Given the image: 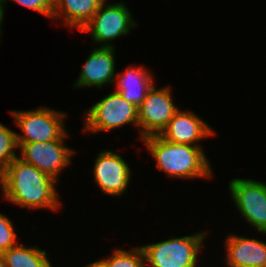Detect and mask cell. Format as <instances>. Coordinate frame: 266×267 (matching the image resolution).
I'll return each instance as SVG.
<instances>
[{"label": "cell", "mask_w": 266, "mask_h": 267, "mask_svg": "<svg viewBox=\"0 0 266 267\" xmlns=\"http://www.w3.org/2000/svg\"><path fill=\"white\" fill-rule=\"evenodd\" d=\"M16 149H18L16 131H12L0 122V167L3 170L13 159L18 157Z\"/></svg>", "instance_id": "obj_18"}, {"label": "cell", "mask_w": 266, "mask_h": 267, "mask_svg": "<svg viewBox=\"0 0 266 267\" xmlns=\"http://www.w3.org/2000/svg\"><path fill=\"white\" fill-rule=\"evenodd\" d=\"M225 244L228 267H266V242L230 234Z\"/></svg>", "instance_id": "obj_13"}, {"label": "cell", "mask_w": 266, "mask_h": 267, "mask_svg": "<svg viewBox=\"0 0 266 267\" xmlns=\"http://www.w3.org/2000/svg\"><path fill=\"white\" fill-rule=\"evenodd\" d=\"M84 123L82 130L89 133L111 131L129 123L139 129L138 107L113 91L86 111Z\"/></svg>", "instance_id": "obj_5"}, {"label": "cell", "mask_w": 266, "mask_h": 267, "mask_svg": "<svg viewBox=\"0 0 266 267\" xmlns=\"http://www.w3.org/2000/svg\"><path fill=\"white\" fill-rule=\"evenodd\" d=\"M117 76V77H116ZM117 93L127 101L139 107L154 84L152 74L142 66L126 67L114 77Z\"/></svg>", "instance_id": "obj_14"}, {"label": "cell", "mask_w": 266, "mask_h": 267, "mask_svg": "<svg viewBox=\"0 0 266 267\" xmlns=\"http://www.w3.org/2000/svg\"><path fill=\"white\" fill-rule=\"evenodd\" d=\"M85 267H108L106 263L101 259L99 261H94L92 263H89Z\"/></svg>", "instance_id": "obj_21"}, {"label": "cell", "mask_w": 266, "mask_h": 267, "mask_svg": "<svg viewBox=\"0 0 266 267\" xmlns=\"http://www.w3.org/2000/svg\"><path fill=\"white\" fill-rule=\"evenodd\" d=\"M17 234L9 217L0 213V253L3 254L17 244Z\"/></svg>", "instance_id": "obj_19"}, {"label": "cell", "mask_w": 266, "mask_h": 267, "mask_svg": "<svg viewBox=\"0 0 266 267\" xmlns=\"http://www.w3.org/2000/svg\"><path fill=\"white\" fill-rule=\"evenodd\" d=\"M115 47H95L82 66L74 87L103 88L114 82L116 75Z\"/></svg>", "instance_id": "obj_11"}, {"label": "cell", "mask_w": 266, "mask_h": 267, "mask_svg": "<svg viewBox=\"0 0 266 267\" xmlns=\"http://www.w3.org/2000/svg\"><path fill=\"white\" fill-rule=\"evenodd\" d=\"M8 0H3V5L7 3ZM16 2L23 7H27L31 10H34L46 17L52 19L53 13V0H9Z\"/></svg>", "instance_id": "obj_20"}, {"label": "cell", "mask_w": 266, "mask_h": 267, "mask_svg": "<svg viewBox=\"0 0 266 267\" xmlns=\"http://www.w3.org/2000/svg\"><path fill=\"white\" fill-rule=\"evenodd\" d=\"M216 132L201 117L191 111L178 110L159 136L173 143L198 145Z\"/></svg>", "instance_id": "obj_12"}, {"label": "cell", "mask_w": 266, "mask_h": 267, "mask_svg": "<svg viewBox=\"0 0 266 267\" xmlns=\"http://www.w3.org/2000/svg\"><path fill=\"white\" fill-rule=\"evenodd\" d=\"M112 255L102 259L108 267H146L144 252L140 247L129 249H115Z\"/></svg>", "instance_id": "obj_17"}, {"label": "cell", "mask_w": 266, "mask_h": 267, "mask_svg": "<svg viewBox=\"0 0 266 267\" xmlns=\"http://www.w3.org/2000/svg\"><path fill=\"white\" fill-rule=\"evenodd\" d=\"M4 5H3V0H0V28H1V25H2V22L4 20Z\"/></svg>", "instance_id": "obj_22"}, {"label": "cell", "mask_w": 266, "mask_h": 267, "mask_svg": "<svg viewBox=\"0 0 266 267\" xmlns=\"http://www.w3.org/2000/svg\"><path fill=\"white\" fill-rule=\"evenodd\" d=\"M45 250L21 243L3 253L6 267H52Z\"/></svg>", "instance_id": "obj_16"}, {"label": "cell", "mask_w": 266, "mask_h": 267, "mask_svg": "<svg viewBox=\"0 0 266 267\" xmlns=\"http://www.w3.org/2000/svg\"><path fill=\"white\" fill-rule=\"evenodd\" d=\"M172 98L171 88L153 85L138 107L140 139L159 135L179 110Z\"/></svg>", "instance_id": "obj_8"}, {"label": "cell", "mask_w": 266, "mask_h": 267, "mask_svg": "<svg viewBox=\"0 0 266 267\" xmlns=\"http://www.w3.org/2000/svg\"><path fill=\"white\" fill-rule=\"evenodd\" d=\"M156 160V166L168 177L184 179L212 178L211 165L202 146L173 143L159 135L141 139Z\"/></svg>", "instance_id": "obj_2"}, {"label": "cell", "mask_w": 266, "mask_h": 267, "mask_svg": "<svg viewBox=\"0 0 266 267\" xmlns=\"http://www.w3.org/2000/svg\"><path fill=\"white\" fill-rule=\"evenodd\" d=\"M206 231L141 246L145 264L151 267H197Z\"/></svg>", "instance_id": "obj_3"}, {"label": "cell", "mask_w": 266, "mask_h": 267, "mask_svg": "<svg viewBox=\"0 0 266 267\" xmlns=\"http://www.w3.org/2000/svg\"><path fill=\"white\" fill-rule=\"evenodd\" d=\"M131 169L121 155L112 150L98 153L93 168L94 181L102 193L121 196L128 188Z\"/></svg>", "instance_id": "obj_10"}, {"label": "cell", "mask_w": 266, "mask_h": 267, "mask_svg": "<svg viewBox=\"0 0 266 267\" xmlns=\"http://www.w3.org/2000/svg\"><path fill=\"white\" fill-rule=\"evenodd\" d=\"M228 185L241 216L256 231L266 234V182L235 178Z\"/></svg>", "instance_id": "obj_7"}, {"label": "cell", "mask_w": 266, "mask_h": 267, "mask_svg": "<svg viewBox=\"0 0 266 267\" xmlns=\"http://www.w3.org/2000/svg\"><path fill=\"white\" fill-rule=\"evenodd\" d=\"M11 115L23 132L16 133L17 143L65 140L69 135L64 128L66 112L40 107L31 111H11Z\"/></svg>", "instance_id": "obj_4"}, {"label": "cell", "mask_w": 266, "mask_h": 267, "mask_svg": "<svg viewBox=\"0 0 266 267\" xmlns=\"http://www.w3.org/2000/svg\"><path fill=\"white\" fill-rule=\"evenodd\" d=\"M0 187L4 193V170L0 167Z\"/></svg>", "instance_id": "obj_23"}, {"label": "cell", "mask_w": 266, "mask_h": 267, "mask_svg": "<svg viewBox=\"0 0 266 267\" xmlns=\"http://www.w3.org/2000/svg\"><path fill=\"white\" fill-rule=\"evenodd\" d=\"M128 9L122 1L107 4L104 0L81 32L90 33L98 47H114L111 41L130 34L133 27H137L138 23Z\"/></svg>", "instance_id": "obj_6"}, {"label": "cell", "mask_w": 266, "mask_h": 267, "mask_svg": "<svg viewBox=\"0 0 266 267\" xmlns=\"http://www.w3.org/2000/svg\"><path fill=\"white\" fill-rule=\"evenodd\" d=\"M55 184L54 178L17 157L4 169L3 199L22 208L57 211L61 202Z\"/></svg>", "instance_id": "obj_1"}, {"label": "cell", "mask_w": 266, "mask_h": 267, "mask_svg": "<svg viewBox=\"0 0 266 267\" xmlns=\"http://www.w3.org/2000/svg\"><path fill=\"white\" fill-rule=\"evenodd\" d=\"M0 267H6L3 254L0 253Z\"/></svg>", "instance_id": "obj_24"}, {"label": "cell", "mask_w": 266, "mask_h": 267, "mask_svg": "<svg viewBox=\"0 0 266 267\" xmlns=\"http://www.w3.org/2000/svg\"><path fill=\"white\" fill-rule=\"evenodd\" d=\"M104 0H53L52 19L62 20L79 31L91 20Z\"/></svg>", "instance_id": "obj_15"}, {"label": "cell", "mask_w": 266, "mask_h": 267, "mask_svg": "<svg viewBox=\"0 0 266 267\" xmlns=\"http://www.w3.org/2000/svg\"><path fill=\"white\" fill-rule=\"evenodd\" d=\"M17 146L19 150L21 149L18 158L35 166L56 181H59L58 175L71 164L70 158L76 153L73 148L65 146V140L17 143Z\"/></svg>", "instance_id": "obj_9"}]
</instances>
